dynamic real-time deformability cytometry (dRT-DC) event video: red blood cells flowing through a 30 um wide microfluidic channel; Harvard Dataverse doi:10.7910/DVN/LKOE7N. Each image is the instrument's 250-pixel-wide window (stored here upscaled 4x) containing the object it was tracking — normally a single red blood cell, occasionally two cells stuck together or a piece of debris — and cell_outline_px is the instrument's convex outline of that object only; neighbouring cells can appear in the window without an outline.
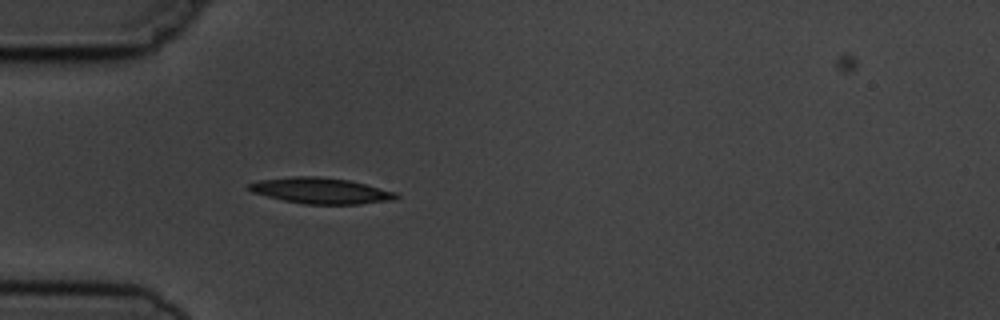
{"species": "common noctule bat (a hibernating species)", "species_latin": "Nyctalus noctula", "temperature_condition": "cold", "stored_images_in_passage": 5, "camera_frame_rate_fps": 3000, "um_per_image_px": 0.085, "animal": {"sex": "male", "body_mass_g": 19.5, "forearm_length_mm": 54.6}, "frame": {"image": 1, "passage_image": 4, "time_ms": 4.333, "image_size_px": [1000, 320], "cell_outline_px": [[400, 196], [392, 200], [360, 204], [304, 204], [284, 200], [252, 192], [244, 188], [248, 184], [256, 180], [292, 176], [316, 176], [348, 180], [396, 192]], "centroid_in_image_um": [27.21, 16.2], "position_along_channel_um": 57.8, "area_um2": 22.2}}